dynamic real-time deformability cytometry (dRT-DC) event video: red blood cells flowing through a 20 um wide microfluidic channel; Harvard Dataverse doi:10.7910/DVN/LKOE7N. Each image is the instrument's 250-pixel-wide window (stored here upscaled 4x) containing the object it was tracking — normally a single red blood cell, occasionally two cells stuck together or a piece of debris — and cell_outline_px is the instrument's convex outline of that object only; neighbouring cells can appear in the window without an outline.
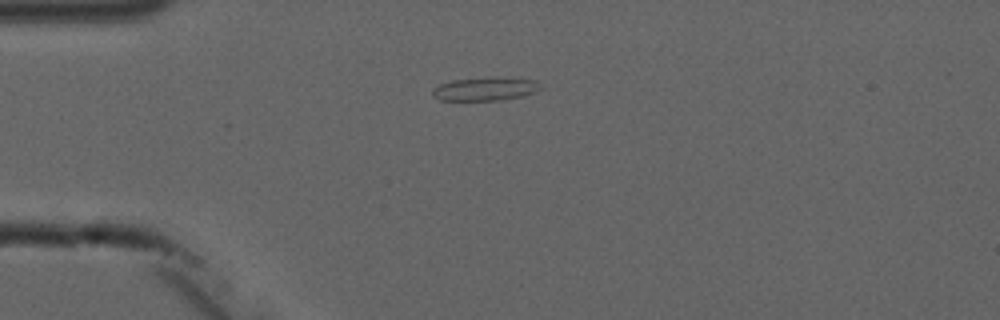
{"species": "common noctule bat (a hibernating species)", "species_latin": "Nyctalus noctula", "temperature_condition": "cold", "stored_images_in_passage": 1, "camera_frame_rate_fps": 3000, "um_per_image_px": 0.085, "animal": {"sex": "male", "forearm_length_mm": 52.5}, "frame": {"image": 1, "passage_image": 1, "time_ms": 0.0, "image_size_px": [1000, 320], "cell_outline_px": [[544, 88], [536, 92], [524, 96], [500, 100], [440, 100], [432, 96], [432, 88], [440, 84], [452, 80], [492, 76], [496, 76], [536, 80]], "centroid_in_image_um": [41.28, 7.54], "position_along_channel_um": 43.7, "area_um2": 15.14}}